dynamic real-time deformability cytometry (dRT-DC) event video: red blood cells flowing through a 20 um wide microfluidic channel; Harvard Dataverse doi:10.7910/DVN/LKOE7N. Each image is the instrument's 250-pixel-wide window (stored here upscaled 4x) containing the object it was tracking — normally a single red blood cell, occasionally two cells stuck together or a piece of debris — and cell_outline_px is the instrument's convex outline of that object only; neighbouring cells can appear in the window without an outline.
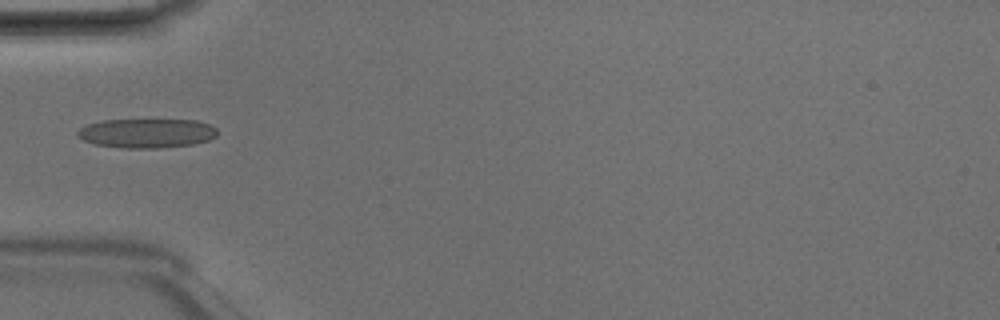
{"species": "Egyptian fruit bat (a non-hibernating species)", "species_latin": "Rousettus aegyptiacus", "temperature_condition": "room temperature", "stored_images_in_passage": 1, "camera_frame_rate_fps": 3000, "um_per_image_px": 0.085, "animal": {"sex": "male"}, "frame": {"image": 1, "passage_image": 1, "time_ms": 0.0, "image_size_px": [1000, 320], "cell_outline_px": [[216, 136], [208, 140], [192, 144], [160, 148], [124, 148], [96, 144], [84, 140], [76, 136], [76, 132], [80, 128], [88, 124], [104, 120], [196, 120], [208, 124], [216, 128]], "centroid_in_image_um": [12.45, 11.32], "position_along_channel_um": 72.5, "area_um2": 23.7}}